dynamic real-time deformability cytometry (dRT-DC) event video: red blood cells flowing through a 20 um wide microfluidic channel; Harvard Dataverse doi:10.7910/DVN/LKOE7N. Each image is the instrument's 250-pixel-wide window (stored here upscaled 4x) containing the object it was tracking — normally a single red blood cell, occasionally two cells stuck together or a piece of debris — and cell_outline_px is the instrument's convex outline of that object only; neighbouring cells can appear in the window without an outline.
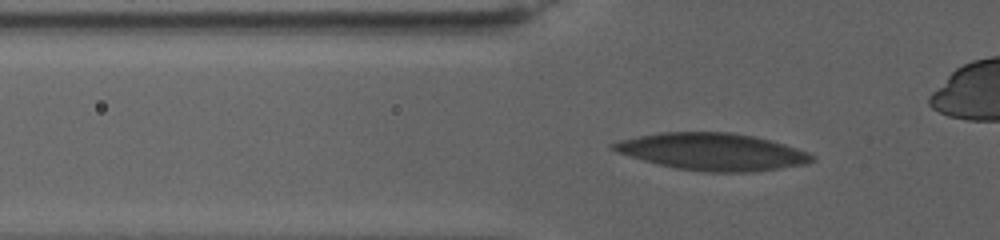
{"species": "human", "species_latin": "Homo sapiens", "temperature_condition": "warm", "stored_images_in_passage": 69, "camera_frame_rate_fps": 3000, "um_per_image_px": 0.085, "donor": {"sex": "female"}, "frame": {"image": 1, "passage_image": 19, "time_ms": 6.0, "image_size_px": [1000, 240], "cell_outline_px": [[816, 160], [804, 164], [780, 168], [752, 172], [704, 172], [676, 168], [644, 160], [616, 152], [612, 148], [612, 144], [620, 140], [660, 132], [732, 132], [752, 136], [784, 144], [808, 152], [816, 156]], "centroid_in_image_um": [60.59, 12.9], "position_along_channel_um": 65.2, "area_um2": 42.6}}
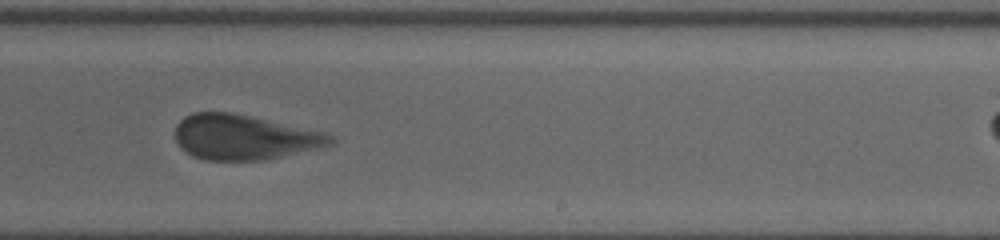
{"frame": {"image": 2, "passage_image": 42, "time_ms": 13.667, "image_size_px": [1000, 240], "cell_outline_px": [[336, 140], [332, 144], [320, 148], [264, 160], [204, 160], [192, 156], [180, 148], [176, 140], [176, 124], [184, 116], [192, 112], [232, 112], [324, 132], [332, 136]], "centroid_in_image_um": [20.73, 11.66], "position_along_channel_um": 268.3, "area_um2": 40.75}}
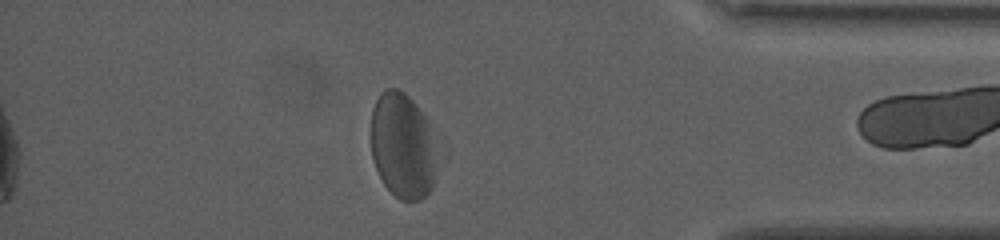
{"frame": {"image": 3, "passage_image": 59, "time_ms": 19.333, "image_size_px": [1000, 240], "cell_outline_px": [[432, 188], [420, 200], [400, 200], [384, 184], [376, 168], [372, 156], [372, 108], [380, 92], [384, 88], [396, 88], [404, 92], [412, 100], [428, 120], [432, 164]], "centroid_in_image_um": [34.14, 12.34], "position_along_channel_um": 401.1, "area_um2": 39.19}, "authors_computed_cell_mechanics": {"area_um2": 41.7894, "velocity_mm_per_s": 2.7444, "shape_relaxation_time_tau1_ms": 5.3476, "shape_relaxation_time_tau2_ms": 1.3303, "deformation_change_tau1": 0.1472, "deformation_change_tau2": 0.0916}}